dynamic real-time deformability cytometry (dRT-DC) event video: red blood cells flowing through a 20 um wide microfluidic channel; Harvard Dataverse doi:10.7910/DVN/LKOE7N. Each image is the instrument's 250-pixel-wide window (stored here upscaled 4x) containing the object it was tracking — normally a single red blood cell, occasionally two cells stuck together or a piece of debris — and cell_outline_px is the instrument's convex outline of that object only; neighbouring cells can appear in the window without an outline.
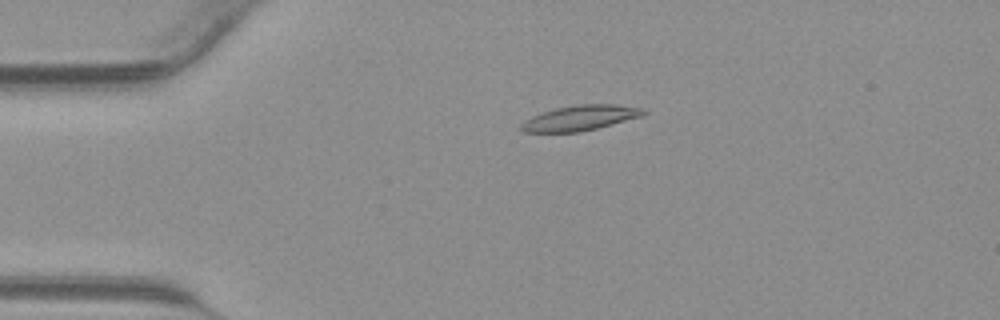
{"species": "common noctule bat (a hibernating species)", "species_latin": "Nyctalus noctula", "temperature_condition": "warm", "stored_images_in_passage": 42, "camera_frame_rate_fps": 3000, "um_per_image_px": 0.085, "animal": {"sex": "male", "body_mass_g": 23.1, "forearm_length_mm": 52.7}, "frame": {"image": 1, "passage_image": 9, "time_ms": 2.667, "image_size_px": [1000, 320], "cell_outline_px": [[648, 112], [640, 116], [596, 128], [580, 132], [524, 132], [520, 128], [520, 124], [524, 120], [532, 116], [556, 108], [576, 104], [616, 104], [644, 108]], "centroid_in_image_um": [49.3, 10.01], "position_along_channel_um": 35.7, "area_um2": 17.8}}
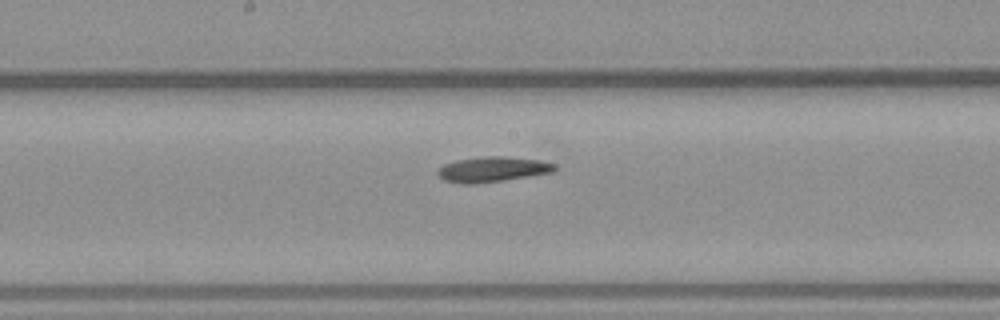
{"frame": {"image": 2, "passage_image": 22, "time_ms": 7.0, "image_size_px": [1000, 320], "cell_outline_px": [[556, 168], [552, 172], [504, 180], [472, 184], [460, 184], [444, 180], [436, 172], [444, 164], [456, 160], [484, 156], [508, 156], [540, 160], [556, 164]], "centroid_in_image_um": [41.86, 14.38], "position_along_channel_um": 206.3, "area_um2": 17.17}}
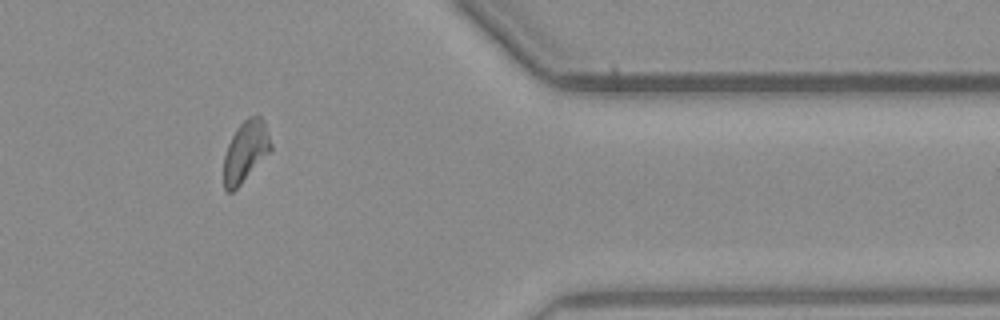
{"frame": {"image": 3, "passage_image": 35, "time_ms": 11.333, "image_size_px": [1000, 320], "cell_outline_px": [[272, 148], [240, 184], [232, 192], [228, 192], [224, 188], [224, 156], [228, 144], [236, 128], [248, 116], [260, 116], [264, 120], [272, 144]], "centroid_in_image_um": [20.86, 12.83], "position_along_channel_um": 390.5, "area_um2": 16.42}}